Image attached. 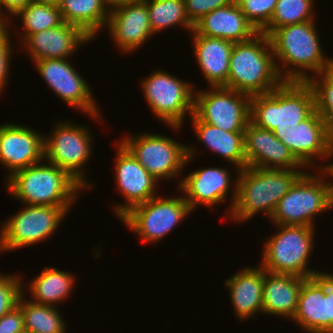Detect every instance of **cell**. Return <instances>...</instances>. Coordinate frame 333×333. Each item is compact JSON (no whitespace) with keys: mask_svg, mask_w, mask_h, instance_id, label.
Returning a JSON list of instances; mask_svg holds the SVG:
<instances>
[{"mask_svg":"<svg viewBox=\"0 0 333 333\" xmlns=\"http://www.w3.org/2000/svg\"><path fill=\"white\" fill-rule=\"evenodd\" d=\"M192 86L161 70L151 73L141 84L146 102L157 119L177 131L182 128L185 116L193 114L195 91Z\"/></svg>","mask_w":333,"mask_h":333,"instance_id":"obj_9","label":"cell"},{"mask_svg":"<svg viewBox=\"0 0 333 333\" xmlns=\"http://www.w3.org/2000/svg\"><path fill=\"white\" fill-rule=\"evenodd\" d=\"M111 39L122 52H133L153 36L147 3L110 7L106 24Z\"/></svg>","mask_w":333,"mask_h":333,"instance_id":"obj_19","label":"cell"},{"mask_svg":"<svg viewBox=\"0 0 333 333\" xmlns=\"http://www.w3.org/2000/svg\"><path fill=\"white\" fill-rule=\"evenodd\" d=\"M90 134L88 127L63 121L56 124L51 136L44 137V160L65 170L84 189L91 186L83 172L92 154Z\"/></svg>","mask_w":333,"mask_h":333,"instance_id":"obj_11","label":"cell"},{"mask_svg":"<svg viewBox=\"0 0 333 333\" xmlns=\"http://www.w3.org/2000/svg\"><path fill=\"white\" fill-rule=\"evenodd\" d=\"M59 10L63 22L78 26L93 39L109 17L108 0H61Z\"/></svg>","mask_w":333,"mask_h":333,"instance_id":"obj_28","label":"cell"},{"mask_svg":"<svg viewBox=\"0 0 333 333\" xmlns=\"http://www.w3.org/2000/svg\"><path fill=\"white\" fill-rule=\"evenodd\" d=\"M14 16L21 17L23 25L22 41L29 35L55 28L63 23L59 7L32 1Z\"/></svg>","mask_w":333,"mask_h":333,"instance_id":"obj_32","label":"cell"},{"mask_svg":"<svg viewBox=\"0 0 333 333\" xmlns=\"http://www.w3.org/2000/svg\"><path fill=\"white\" fill-rule=\"evenodd\" d=\"M75 277L70 272H65L55 267H45L44 271L32 279L30 292L32 302L53 306L70 296L74 287ZM68 296V297H67Z\"/></svg>","mask_w":333,"mask_h":333,"instance_id":"obj_29","label":"cell"},{"mask_svg":"<svg viewBox=\"0 0 333 333\" xmlns=\"http://www.w3.org/2000/svg\"><path fill=\"white\" fill-rule=\"evenodd\" d=\"M147 0H108L109 7H118L125 4L144 3Z\"/></svg>","mask_w":333,"mask_h":333,"instance_id":"obj_43","label":"cell"},{"mask_svg":"<svg viewBox=\"0 0 333 333\" xmlns=\"http://www.w3.org/2000/svg\"><path fill=\"white\" fill-rule=\"evenodd\" d=\"M283 82L268 35L258 32L247 41L234 43L226 88L253 96L267 94Z\"/></svg>","mask_w":333,"mask_h":333,"instance_id":"obj_4","label":"cell"},{"mask_svg":"<svg viewBox=\"0 0 333 333\" xmlns=\"http://www.w3.org/2000/svg\"><path fill=\"white\" fill-rule=\"evenodd\" d=\"M293 321L309 333H327V273L306 278Z\"/></svg>","mask_w":333,"mask_h":333,"instance_id":"obj_23","label":"cell"},{"mask_svg":"<svg viewBox=\"0 0 333 333\" xmlns=\"http://www.w3.org/2000/svg\"><path fill=\"white\" fill-rule=\"evenodd\" d=\"M191 212L184 196H155L136 205L120 219L131 231L138 234L140 240L152 244L163 239Z\"/></svg>","mask_w":333,"mask_h":333,"instance_id":"obj_12","label":"cell"},{"mask_svg":"<svg viewBox=\"0 0 333 333\" xmlns=\"http://www.w3.org/2000/svg\"><path fill=\"white\" fill-rule=\"evenodd\" d=\"M327 333H333V274L327 273Z\"/></svg>","mask_w":333,"mask_h":333,"instance_id":"obj_41","label":"cell"},{"mask_svg":"<svg viewBox=\"0 0 333 333\" xmlns=\"http://www.w3.org/2000/svg\"><path fill=\"white\" fill-rule=\"evenodd\" d=\"M34 2L43 3L46 5H52L59 7L61 0H33Z\"/></svg>","mask_w":333,"mask_h":333,"instance_id":"obj_46","label":"cell"},{"mask_svg":"<svg viewBox=\"0 0 333 333\" xmlns=\"http://www.w3.org/2000/svg\"><path fill=\"white\" fill-rule=\"evenodd\" d=\"M20 296L18 306L22 310L25 330L33 333H66L65 322L57 305L47 306L34 303Z\"/></svg>","mask_w":333,"mask_h":333,"instance_id":"obj_30","label":"cell"},{"mask_svg":"<svg viewBox=\"0 0 333 333\" xmlns=\"http://www.w3.org/2000/svg\"><path fill=\"white\" fill-rule=\"evenodd\" d=\"M233 0H184L186 14L195 24L204 15L211 11L230 4Z\"/></svg>","mask_w":333,"mask_h":333,"instance_id":"obj_37","label":"cell"},{"mask_svg":"<svg viewBox=\"0 0 333 333\" xmlns=\"http://www.w3.org/2000/svg\"><path fill=\"white\" fill-rule=\"evenodd\" d=\"M235 315L241 320L263 313L264 269L245 267L225 281Z\"/></svg>","mask_w":333,"mask_h":333,"instance_id":"obj_25","label":"cell"},{"mask_svg":"<svg viewBox=\"0 0 333 333\" xmlns=\"http://www.w3.org/2000/svg\"><path fill=\"white\" fill-rule=\"evenodd\" d=\"M67 61L68 59H43L33 63L45 83L62 101L100 121L102 116L91 87Z\"/></svg>","mask_w":333,"mask_h":333,"instance_id":"obj_14","label":"cell"},{"mask_svg":"<svg viewBox=\"0 0 333 333\" xmlns=\"http://www.w3.org/2000/svg\"><path fill=\"white\" fill-rule=\"evenodd\" d=\"M316 111L322 116L327 136L333 144V104H315Z\"/></svg>","mask_w":333,"mask_h":333,"instance_id":"obj_40","label":"cell"},{"mask_svg":"<svg viewBox=\"0 0 333 333\" xmlns=\"http://www.w3.org/2000/svg\"><path fill=\"white\" fill-rule=\"evenodd\" d=\"M251 96L226 87L194 93L193 114L201 121L230 132H244L250 121Z\"/></svg>","mask_w":333,"mask_h":333,"instance_id":"obj_13","label":"cell"},{"mask_svg":"<svg viewBox=\"0 0 333 333\" xmlns=\"http://www.w3.org/2000/svg\"><path fill=\"white\" fill-rule=\"evenodd\" d=\"M274 134L304 168L313 166L316 157L326 160L333 156V144L327 136L322 116L316 110L299 122L292 132Z\"/></svg>","mask_w":333,"mask_h":333,"instance_id":"obj_18","label":"cell"},{"mask_svg":"<svg viewBox=\"0 0 333 333\" xmlns=\"http://www.w3.org/2000/svg\"><path fill=\"white\" fill-rule=\"evenodd\" d=\"M21 211L2 222L0 252L20 249L51 237L70 207L25 204Z\"/></svg>","mask_w":333,"mask_h":333,"instance_id":"obj_10","label":"cell"},{"mask_svg":"<svg viewBox=\"0 0 333 333\" xmlns=\"http://www.w3.org/2000/svg\"><path fill=\"white\" fill-rule=\"evenodd\" d=\"M312 6L313 0H277L271 20L261 32L269 36L276 28L315 20Z\"/></svg>","mask_w":333,"mask_h":333,"instance_id":"obj_33","label":"cell"},{"mask_svg":"<svg viewBox=\"0 0 333 333\" xmlns=\"http://www.w3.org/2000/svg\"><path fill=\"white\" fill-rule=\"evenodd\" d=\"M9 33L10 32H8V29L0 33V92L4 90V87L6 86L5 84L7 83V78L9 76V60H11L10 57L12 55V47L10 43L11 37H9Z\"/></svg>","mask_w":333,"mask_h":333,"instance_id":"obj_38","label":"cell"},{"mask_svg":"<svg viewBox=\"0 0 333 333\" xmlns=\"http://www.w3.org/2000/svg\"><path fill=\"white\" fill-rule=\"evenodd\" d=\"M4 16L5 14H3L0 9V33L7 30L9 27L7 24H10L8 23V17Z\"/></svg>","mask_w":333,"mask_h":333,"instance_id":"obj_45","label":"cell"},{"mask_svg":"<svg viewBox=\"0 0 333 333\" xmlns=\"http://www.w3.org/2000/svg\"><path fill=\"white\" fill-rule=\"evenodd\" d=\"M191 123L197 135V139L206 145L211 151L225 157L235 165V169L242 170L246 167L244 132H230L201 122L194 114L191 115Z\"/></svg>","mask_w":333,"mask_h":333,"instance_id":"obj_27","label":"cell"},{"mask_svg":"<svg viewBox=\"0 0 333 333\" xmlns=\"http://www.w3.org/2000/svg\"><path fill=\"white\" fill-rule=\"evenodd\" d=\"M194 31L233 43L247 41L258 33L235 0L204 15L194 24Z\"/></svg>","mask_w":333,"mask_h":333,"instance_id":"obj_22","label":"cell"},{"mask_svg":"<svg viewBox=\"0 0 333 333\" xmlns=\"http://www.w3.org/2000/svg\"><path fill=\"white\" fill-rule=\"evenodd\" d=\"M115 159V180L117 189L127 204H118L115 215L120 218L130 209L155 197L157 180L121 144Z\"/></svg>","mask_w":333,"mask_h":333,"instance_id":"obj_15","label":"cell"},{"mask_svg":"<svg viewBox=\"0 0 333 333\" xmlns=\"http://www.w3.org/2000/svg\"><path fill=\"white\" fill-rule=\"evenodd\" d=\"M18 274H0V318L18 305L24 292V282Z\"/></svg>","mask_w":333,"mask_h":333,"instance_id":"obj_35","label":"cell"},{"mask_svg":"<svg viewBox=\"0 0 333 333\" xmlns=\"http://www.w3.org/2000/svg\"><path fill=\"white\" fill-rule=\"evenodd\" d=\"M147 10L153 34L174 25L185 27L190 32L194 24L189 20L184 0H147Z\"/></svg>","mask_w":333,"mask_h":333,"instance_id":"obj_31","label":"cell"},{"mask_svg":"<svg viewBox=\"0 0 333 333\" xmlns=\"http://www.w3.org/2000/svg\"><path fill=\"white\" fill-rule=\"evenodd\" d=\"M315 110L314 90L307 81H284L267 94L251 96L250 121L273 133H290Z\"/></svg>","mask_w":333,"mask_h":333,"instance_id":"obj_3","label":"cell"},{"mask_svg":"<svg viewBox=\"0 0 333 333\" xmlns=\"http://www.w3.org/2000/svg\"><path fill=\"white\" fill-rule=\"evenodd\" d=\"M280 231L264 244L260 266L269 272L310 278L322 273L308 268L315 229L307 226L277 225Z\"/></svg>","mask_w":333,"mask_h":333,"instance_id":"obj_7","label":"cell"},{"mask_svg":"<svg viewBox=\"0 0 333 333\" xmlns=\"http://www.w3.org/2000/svg\"><path fill=\"white\" fill-rule=\"evenodd\" d=\"M44 160V136L22 124L0 125V162L10 177L17 170Z\"/></svg>","mask_w":333,"mask_h":333,"instance_id":"obj_16","label":"cell"},{"mask_svg":"<svg viewBox=\"0 0 333 333\" xmlns=\"http://www.w3.org/2000/svg\"><path fill=\"white\" fill-rule=\"evenodd\" d=\"M305 279L264 270L263 313L292 319Z\"/></svg>","mask_w":333,"mask_h":333,"instance_id":"obj_26","label":"cell"},{"mask_svg":"<svg viewBox=\"0 0 333 333\" xmlns=\"http://www.w3.org/2000/svg\"><path fill=\"white\" fill-rule=\"evenodd\" d=\"M236 173L228 210L230 219L240 222L251 219L259 212L270 218L279 200L303 172L245 167Z\"/></svg>","mask_w":333,"mask_h":333,"instance_id":"obj_2","label":"cell"},{"mask_svg":"<svg viewBox=\"0 0 333 333\" xmlns=\"http://www.w3.org/2000/svg\"><path fill=\"white\" fill-rule=\"evenodd\" d=\"M91 40L78 26L63 22L55 28L29 35L22 46L28 50L32 61L66 59L80 44H87Z\"/></svg>","mask_w":333,"mask_h":333,"instance_id":"obj_20","label":"cell"},{"mask_svg":"<svg viewBox=\"0 0 333 333\" xmlns=\"http://www.w3.org/2000/svg\"><path fill=\"white\" fill-rule=\"evenodd\" d=\"M244 145L246 167L298 170L303 166L273 131L258 127L251 121L244 131Z\"/></svg>","mask_w":333,"mask_h":333,"instance_id":"obj_17","label":"cell"},{"mask_svg":"<svg viewBox=\"0 0 333 333\" xmlns=\"http://www.w3.org/2000/svg\"><path fill=\"white\" fill-rule=\"evenodd\" d=\"M318 170V175L303 170L279 200L270 217L275 225L314 227V216L333 207L330 182L324 179L328 175Z\"/></svg>","mask_w":333,"mask_h":333,"instance_id":"obj_6","label":"cell"},{"mask_svg":"<svg viewBox=\"0 0 333 333\" xmlns=\"http://www.w3.org/2000/svg\"><path fill=\"white\" fill-rule=\"evenodd\" d=\"M316 30L315 21L311 20L276 28L269 35L276 66L284 81L306 82L313 72L317 75L333 67V58L323 55ZM278 60L282 66L277 64Z\"/></svg>","mask_w":333,"mask_h":333,"instance_id":"obj_1","label":"cell"},{"mask_svg":"<svg viewBox=\"0 0 333 333\" xmlns=\"http://www.w3.org/2000/svg\"><path fill=\"white\" fill-rule=\"evenodd\" d=\"M32 1L33 0H0V9L2 13L8 12V14L14 16L19 10L25 8ZM3 9H6L7 12Z\"/></svg>","mask_w":333,"mask_h":333,"instance_id":"obj_42","label":"cell"},{"mask_svg":"<svg viewBox=\"0 0 333 333\" xmlns=\"http://www.w3.org/2000/svg\"><path fill=\"white\" fill-rule=\"evenodd\" d=\"M43 162L14 172L6 188L23 204L72 207L84 188L62 168Z\"/></svg>","mask_w":333,"mask_h":333,"instance_id":"obj_5","label":"cell"},{"mask_svg":"<svg viewBox=\"0 0 333 333\" xmlns=\"http://www.w3.org/2000/svg\"><path fill=\"white\" fill-rule=\"evenodd\" d=\"M194 54L210 87H226L234 43L221 38L199 35L194 30Z\"/></svg>","mask_w":333,"mask_h":333,"instance_id":"obj_24","label":"cell"},{"mask_svg":"<svg viewBox=\"0 0 333 333\" xmlns=\"http://www.w3.org/2000/svg\"><path fill=\"white\" fill-rule=\"evenodd\" d=\"M21 333H33L31 331L23 330Z\"/></svg>","mask_w":333,"mask_h":333,"instance_id":"obj_47","label":"cell"},{"mask_svg":"<svg viewBox=\"0 0 333 333\" xmlns=\"http://www.w3.org/2000/svg\"><path fill=\"white\" fill-rule=\"evenodd\" d=\"M23 330L24 318L18 305L0 318V333H21Z\"/></svg>","mask_w":333,"mask_h":333,"instance_id":"obj_39","label":"cell"},{"mask_svg":"<svg viewBox=\"0 0 333 333\" xmlns=\"http://www.w3.org/2000/svg\"><path fill=\"white\" fill-rule=\"evenodd\" d=\"M246 19L261 32L270 22L277 0H235Z\"/></svg>","mask_w":333,"mask_h":333,"instance_id":"obj_34","label":"cell"},{"mask_svg":"<svg viewBox=\"0 0 333 333\" xmlns=\"http://www.w3.org/2000/svg\"><path fill=\"white\" fill-rule=\"evenodd\" d=\"M319 169H322L324 171L325 174H328L329 177L332 176L333 177V163L331 164H326V166H322L321 168ZM330 190H331V198H332V201H333V183H330Z\"/></svg>","mask_w":333,"mask_h":333,"instance_id":"obj_44","label":"cell"},{"mask_svg":"<svg viewBox=\"0 0 333 333\" xmlns=\"http://www.w3.org/2000/svg\"><path fill=\"white\" fill-rule=\"evenodd\" d=\"M120 143L157 181L179 176L195 157L194 147L160 134L127 135Z\"/></svg>","mask_w":333,"mask_h":333,"instance_id":"obj_8","label":"cell"},{"mask_svg":"<svg viewBox=\"0 0 333 333\" xmlns=\"http://www.w3.org/2000/svg\"><path fill=\"white\" fill-rule=\"evenodd\" d=\"M230 173L226 168L210 167L199 169L184 176L179 188L193 211L198 205L208 208L221 204L227 198L231 186Z\"/></svg>","mask_w":333,"mask_h":333,"instance_id":"obj_21","label":"cell"},{"mask_svg":"<svg viewBox=\"0 0 333 333\" xmlns=\"http://www.w3.org/2000/svg\"><path fill=\"white\" fill-rule=\"evenodd\" d=\"M307 81L313 88L315 104H333V67Z\"/></svg>","mask_w":333,"mask_h":333,"instance_id":"obj_36","label":"cell"}]
</instances>
